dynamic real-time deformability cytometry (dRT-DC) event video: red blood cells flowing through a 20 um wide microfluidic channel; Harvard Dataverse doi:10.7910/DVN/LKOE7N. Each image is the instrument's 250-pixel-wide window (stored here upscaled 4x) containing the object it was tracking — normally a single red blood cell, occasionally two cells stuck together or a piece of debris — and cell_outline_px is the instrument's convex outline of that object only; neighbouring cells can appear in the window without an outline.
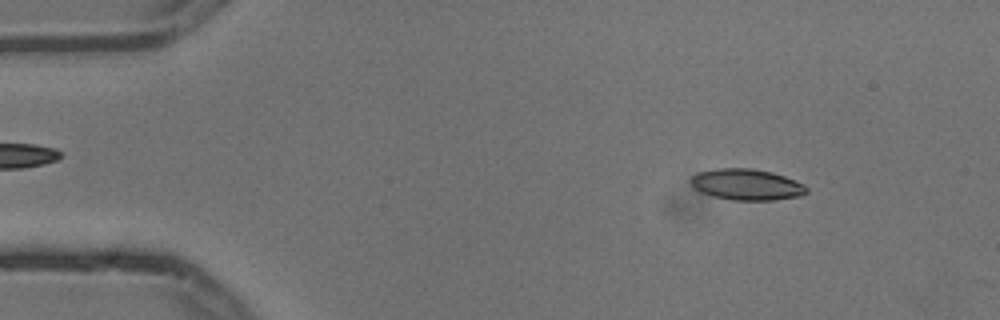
{"species": "common noctule bat (a hibernating species)", "species_latin": "Nyctalus noctula", "temperature_condition": "cold", "stored_images_in_passage": 3, "camera_frame_rate_fps": 3000, "um_per_image_px": 0.085, "animal": {"sex": "male", "body_mass_g": 13.3}, "frame": {"image": 1, "passage_image": 1, "time_ms": 0.0, "image_size_px": [1000, 320], "cell_outline_px": [[808, 192], [800, 196], [772, 200], [732, 200], [712, 196], [700, 192], [692, 184], [692, 176], [696, 172], [716, 168], [752, 168], [772, 172], [784, 176], [804, 184], [808, 188]], "centroid_in_image_um": [63.47, 15.68], "position_along_channel_um": 21.5, "area_um2": 21.04}}